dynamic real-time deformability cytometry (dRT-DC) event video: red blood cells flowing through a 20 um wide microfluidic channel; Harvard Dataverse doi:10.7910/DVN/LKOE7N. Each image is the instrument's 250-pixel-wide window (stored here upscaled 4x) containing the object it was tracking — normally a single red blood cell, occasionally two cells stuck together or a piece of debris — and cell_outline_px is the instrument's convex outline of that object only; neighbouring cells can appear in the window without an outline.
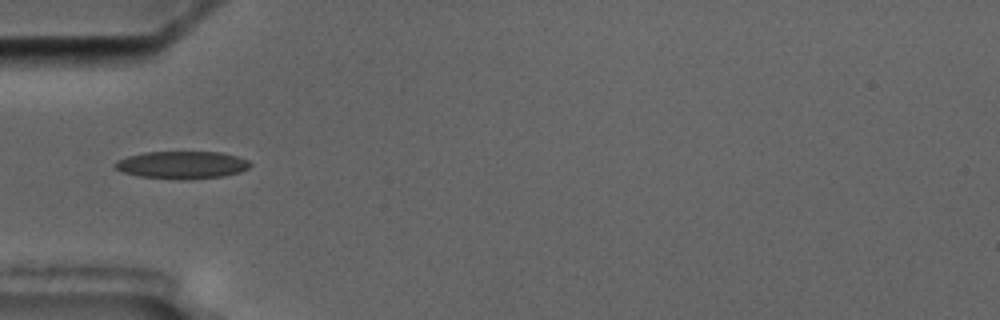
{"species": "common noctule bat (a hibernating species)", "species_latin": "Nyctalus noctula", "temperature_condition": "cold", "stored_images_in_passage": 6, "camera_frame_rate_fps": 3000, "um_per_image_px": 0.085, "animal": {"sex": "male", "body_mass_g": 17.5, "forearm_length_mm": 52.3}, "frame": {"image": 1, "passage_image": 6, "time_ms": 6.0, "image_size_px": [1000, 320], "cell_outline_px": [[252, 164], [248, 168], [240, 172], [224, 176], [184, 180], [140, 176], [124, 172], [116, 168], [112, 164], [116, 160], [128, 156], [144, 152], [220, 152], [236, 156], [248, 160]], "centroid_in_image_um": [15.47, 14.02], "position_along_channel_um": 69.5, "area_um2": 21.68}}